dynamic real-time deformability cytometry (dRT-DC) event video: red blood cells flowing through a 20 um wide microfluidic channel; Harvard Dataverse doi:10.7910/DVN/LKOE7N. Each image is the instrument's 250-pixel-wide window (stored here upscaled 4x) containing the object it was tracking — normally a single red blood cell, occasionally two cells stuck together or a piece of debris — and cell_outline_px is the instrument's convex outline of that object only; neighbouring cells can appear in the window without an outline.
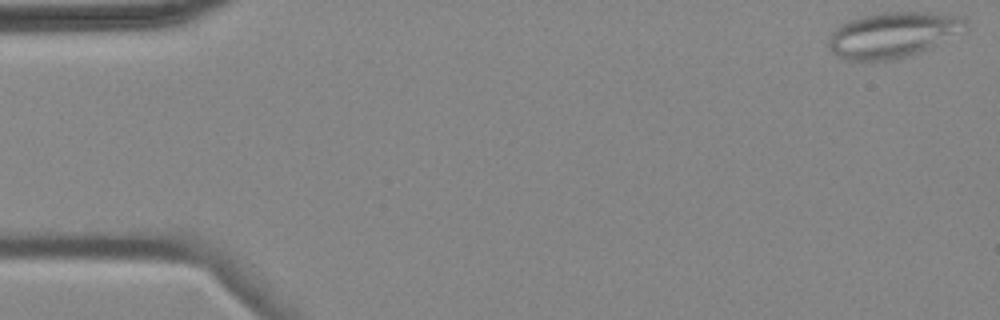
{"species": "common noctule bat (a hibernating species)", "species_latin": "Nyctalus noctula", "temperature_condition": "cold", "stored_images_in_passage": 6, "camera_frame_rate_fps": 3000, "um_per_image_px": 0.085, "animal": {"sex": "female", "body_mass_g": 18.4}, "frame": {"image": 1, "passage_image": 1, "time_ms": 0.0, "image_size_px": [1000, 320], "cell_outline_px": [[972, 28], [920, 52], [900, 60], [844, 60], [836, 56], [828, 48], [828, 36], [840, 24], [848, 20], [864, 16], [884, 12], [928, 12], [960, 16]], "centroid_in_image_um": [75.9, 2.97], "position_along_channel_um": 9.1, "area_um2": 36.82}}